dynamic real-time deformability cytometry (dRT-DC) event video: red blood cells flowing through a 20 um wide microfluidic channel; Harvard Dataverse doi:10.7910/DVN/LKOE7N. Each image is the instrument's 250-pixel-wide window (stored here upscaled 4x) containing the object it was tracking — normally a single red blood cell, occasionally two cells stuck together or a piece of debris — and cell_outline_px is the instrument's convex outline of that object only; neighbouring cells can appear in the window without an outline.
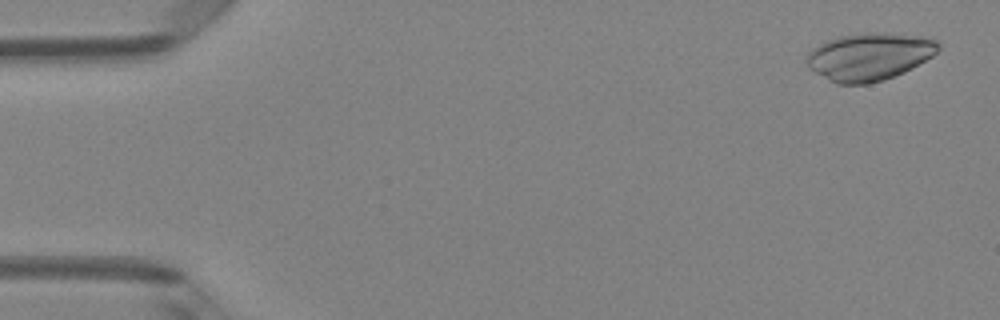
{"species": "Egyptian fruit bat (a non-hibernating species)", "species_latin": "Rousettus aegyptiacus", "temperature_condition": "room temperature", "stored_images_in_passage": 49, "camera_frame_rate_fps": 3000, "um_per_image_px": 0.085, "animal": {"sex": "female"}, "frame": {"image": 1, "passage_image": 2, "time_ms": 0.333, "image_size_px": [1000, 320], "cell_outline_px": [[940, 48], [932, 56], [912, 68], [904, 72], [884, 80], [868, 84], [836, 84], [828, 80], [808, 68], [804, 60], [808, 52], [812, 48], [828, 40], [840, 36], [864, 32], [880, 32], [920, 36], [936, 40], [940, 44]], "centroid_in_image_um": [73.86, 4.81], "position_along_channel_um": 11.1, "area_um2": 36.7}}
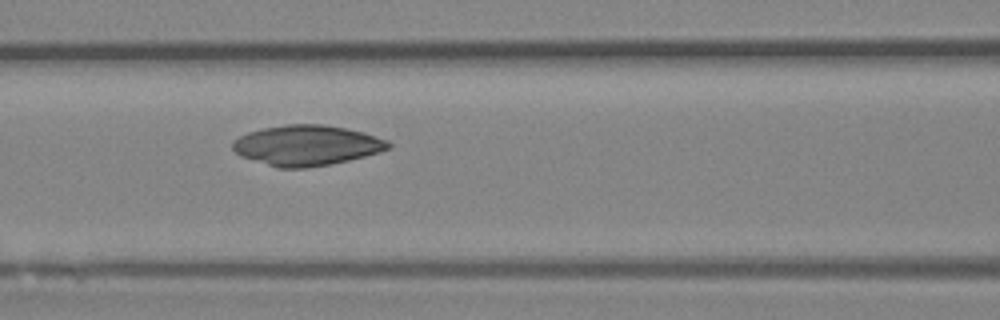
{"frame": {"image": 2, "passage_image": 21, "time_ms": 6.667, "image_size_px": [1000, 320], "cell_outline_px": [[392, 144], [388, 148], [380, 152], [348, 160], [328, 164], [304, 168], [276, 168], [240, 156], [232, 148], [232, 140], [248, 132], [264, 128], [288, 124], [324, 124], [364, 132], [388, 140]], "centroid_in_image_um": [26.05, 12.35], "position_along_channel_um": 140.6, "area_um2": 36.53}}
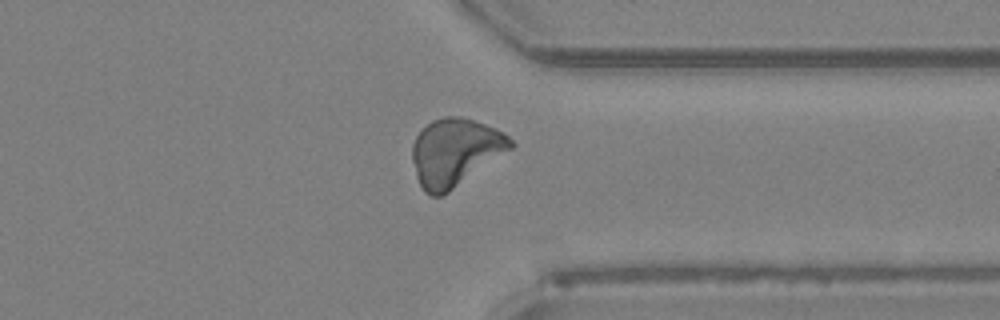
{"frame": {"image": 3, "passage_image": 38, "time_ms": 12.333, "image_size_px": [1000, 320], "cell_outline_px": [[516, 144], [512, 148], [448, 192], [440, 196], [432, 196], [424, 192], [416, 176], [412, 160], [412, 144], [416, 136], [432, 120], [444, 116], [460, 116], [496, 128], [504, 132]], "centroid_in_image_um": [38.67, 12.92], "position_along_channel_um": 372.7, "area_um2": 38.38}}